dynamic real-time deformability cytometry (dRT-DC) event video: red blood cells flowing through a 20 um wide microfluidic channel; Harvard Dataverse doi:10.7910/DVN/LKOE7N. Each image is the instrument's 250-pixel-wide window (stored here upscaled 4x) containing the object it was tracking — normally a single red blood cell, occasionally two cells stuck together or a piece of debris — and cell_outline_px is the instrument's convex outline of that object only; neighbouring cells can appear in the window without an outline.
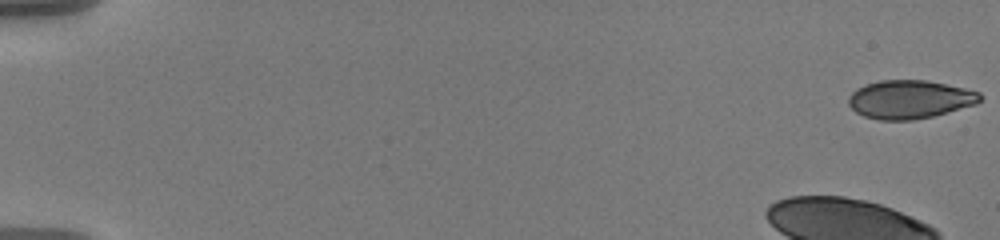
{"species": "human", "species_latin": "Homo sapiens", "temperature_condition": "warm", "stored_images_in_passage": 18, "camera_frame_rate_fps": 3000, "um_per_image_px": 0.085, "donor": {"sex": "male"}, "frame": {"image": 1, "passage_image": 1, "time_ms": 0.0, "image_size_px": [1000, 240], "cell_outline_px": [[984, 96], [976, 104], [932, 116], [912, 120], [880, 120], [864, 116], [856, 112], [848, 104], [848, 96], [856, 88], [864, 84], [880, 80], [928, 80], [964, 88], [980, 92]], "centroid_in_image_um": [77.31, 8.44], "position_along_channel_um": 7.7, "area_um2": 29.54}}